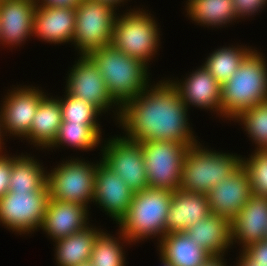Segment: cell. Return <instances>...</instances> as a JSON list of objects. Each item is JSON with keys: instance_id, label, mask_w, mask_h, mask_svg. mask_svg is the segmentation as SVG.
I'll return each mask as SVG.
<instances>
[{"instance_id": "484cf974", "label": "cell", "mask_w": 267, "mask_h": 266, "mask_svg": "<svg viewBox=\"0 0 267 266\" xmlns=\"http://www.w3.org/2000/svg\"><path fill=\"white\" fill-rule=\"evenodd\" d=\"M43 169L39 161L31 156H13L9 191H41L47 185V172Z\"/></svg>"}, {"instance_id": "e575fe53", "label": "cell", "mask_w": 267, "mask_h": 266, "mask_svg": "<svg viewBox=\"0 0 267 266\" xmlns=\"http://www.w3.org/2000/svg\"><path fill=\"white\" fill-rule=\"evenodd\" d=\"M13 156L0 155V199L9 191Z\"/></svg>"}, {"instance_id": "9c48e42d", "label": "cell", "mask_w": 267, "mask_h": 266, "mask_svg": "<svg viewBox=\"0 0 267 266\" xmlns=\"http://www.w3.org/2000/svg\"><path fill=\"white\" fill-rule=\"evenodd\" d=\"M73 159V160H72ZM97 164L71 158L47 172V186L51 199L78 203L88 208L94 199Z\"/></svg>"}, {"instance_id": "277c9868", "label": "cell", "mask_w": 267, "mask_h": 266, "mask_svg": "<svg viewBox=\"0 0 267 266\" xmlns=\"http://www.w3.org/2000/svg\"><path fill=\"white\" fill-rule=\"evenodd\" d=\"M171 191L145 188L135 192L125 217L118 223L120 240L138 242L153 237L161 239L166 234V216L171 204Z\"/></svg>"}, {"instance_id": "d6a6232c", "label": "cell", "mask_w": 267, "mask_h": 266, "mask_svg": "<svg viewBox=\"0 0 267 266\" xmlns=\"http://www.w3.org/2000/svg\"><path fill=\"white\" fill-rule=\"evenodd\" d=\"M59 102L62 110V121L80 124H99L96 118L102 112L91 103L65 93Z\"/></svg>"}, {"instance_id": "8992f818", "label": "cell", "mask_w": 267, "mask_h": 266, "mask_svg": "<svg viewBox=\"0 0 267 266\" xmlns=\"http://www.w3.org/2000/svg\"><path fill=\"white\" fill-rule=\"evenodd\" d=\"M140 10L133 9L117 15L111 45L147 65L159 48L160 32L150 13Z\"/></svg>"}, {"instance_id": "ab89813d", "label": "cell", "mask_w": 267, "mask_h": 266, "mask_svg": "<svg viewBox=\"0 0 267 266\" xmlns=\"http://www.w3.org/2000/svg\"><path fill=\"white\" fill-rule=\"evenodd\" d=\"M3 136H4L3 125H2L1 115H0V155L3 154L2 153V151H3L2 149H4V148H2L3 147L2 145L5 144L4 142L2 143V141L5 140V139H2V138H4Z\"/></svg>"}, {"instance_id": "b9f144b4", "label": "cell", "mask_w": 267, "mask_h": 266, "mask_svg": "<svg viewBox=\"0 0 267 266\" xmlns=\"http://www.w3.org/2000/svg\"><path fill=\"white\" fill-rule=\"evenodd\" d=\"M77 266H93L92 263L90 261H87V262H84V263H81Z\"/></svg>"}, {"instance_id": "74e56055", "label": "cell", "mask_w": 267, "mask_h": 266, "mask_svg": "<svg viewBox=\"0 0 267 266\" xmlns=\"http://www.w3.org/2000/svg\"><path fill=\"white\" fill-rule=\"evenodd\" d=\"M224 255H212L201 266H226Z\"/></svg>"}, {"instance_id": "ffe728a7", "label": "cell", "mask_w": 267, "mask_h": 266, "mask_svg": "<svg viewBox=\"0 0 267 266\" xmlns=\"http://www.w3.org/2000/svg\"><path fill=\"white\" fill-rule=\"evenodd\" d=\"M231 238L232 243H242V250L267 239V198L250 196L244 208L231 220Z\"/></svg>"}, {"instance_id": "e0dca14e", "label": "cell", "mask_w": 267, "mask_h": 266, "mask_svg": "<svg viewBox=\"0 0 267 266\" xmlns=\"http://www.w3.org/2000/svg\"><path fill=\"white\" fill-rule=\"evenodd\" d=\"M75 7H55L38 4L33 18V35L44 42H72L75 33Z\"/></svg>"}, {"instance_id": "52a82bcc", "label": "cell", "mask_w": 267, "mask_h": 266, "mask_svg": "<svg viewBox=\"0 0 267 266\" xmlns=\"http://www.w3.org/2000/svg\"><path fill=\"white\" fill-rule=\"evenodd\" d=\"M117 7L99 0H81L75 7L73 43L80 55L111 45Z\"/></svg>"}, {"instance_id": "4316f807", "label": "cell", "mask_w": 267, "mask_h": 266, "mask_svg": "<svg viewBox=\"0 0 267 266\" xmlns=\"http://www.w3.org/2000/svg\"><path fill=\"white\" fill-rule=\"evenodd\" d=\"M186 7L187 15L201 26L223 27L238 19L232 0H188Z\"/></svg>"}, {"instance_id": "d590c367", "label": "cell", "mask_w": 267, "mask_h": 266, "mask_svg": "<svg viewBox=\"0 0 267 266\" xmlns=\"http://www.w3.org/2000/svg\"><path fill=\"white\" fill-rule=\"evenodd\" d=\"M243 251L258 265L267 266V239L252 244Z\"/></svg>"}, {"instance_id": "1f68e13d", "label": "cell", "mask_w": 267, "mask_h": 266, "mask_svg": "<svg viewBox=\"0 0 267 266\" xmlns=\"http://www.w3.org/2000/svg\"><path fill=\"white\" fill-rule=\"evenodd\" d=\"M254 151L241 165L249 176L251 195L267 198V149Z\"/></svg>"}, {"instance_id": "7bdbcfd3", "label": "cell", "mask_w": 267, "mask_h": 266, "mask_svg": "<svg viewBox=\"0 0 267 266\" xmlns=\"http://www.w3.org/2000/svg\"><path fill=\"white\" fill-rule=\"evenodd\" d=\"M160 261H162V262H161L162 266H173V265H171L170 263L164 261L163 259H160Z\"/></svg>"}, {"instance_id": "2e32d148", "label": "cell", "mask_w": 267, "mask_h": 266, "mask_svg": "<svg viewBox=\"0 0 267 266\" xmlns=\"http://www.w3.org/2000/svg\"><path fill=\"white\" fill-rule=\"evenodd\" d=\"M37 5L35 0H0V41L3 45L19 46L33 36Z\"/></svg>"}, {"instance_id": "4dcf8cb0", "label": "cell", "mask_w": 267, "mask_h": 266, "mask_svg": "<svg viewBox=\"0 0 267 266\" xmlns=\"http://www.w3.org/2000/svg\"><path fill=\"white\" fill-rule=\"evenodd\" d=\"M103 230L97 235L91 253L93 266H125V253L119 238L111 236ZM122 245V246H121Z\"/></svg>"}, {"instance_id": "30bf717a", "label": "cell", "mask_w": 267, "mask_h": 266, "mask_svg": "<svg viewBox=\"0 0 267 266\" xmlns=\"http://www.w3.org/2000/svg\"><path fill=\"white\" fill-rule=\"evenodd\" d=\"M49 198L47 185L41 191H8L0 199V223L20 235L41 228Z\"/></svg>"}, {"instance_id": "d4e9b609", "label": "cell", "mask_w": 267, "mask_h": 266, "mask_svg": "<svg viewBox=\"0 0 267 266\" xmlns=\"http://www.w3.org/2000/svg\"><path fill=\"white\" fill-rule=\"evenodd\" d=\"M89 225L82 231L54 241L58 266H77L90 261L94 241L102 230Z\"/></svg>"}, {"instance_id": "ba28073f", "label": "cell", "mask_w": 267, "mask_h": 266, "mask_svg": "<svg viewBox=\"0 0 267 266\" xmlns=\"http://www.w3.org/2000/svg\"><path fill=\"white\" fill-rule=\"evenodd\" d=\"M148 187L174 192L180 188L187 143L173 141L141 142Z\"/></svg>"}, {"instance_id": "8fae6325", "label": "cell", "mask_w": 267, "mask_h": 266, "mask_svg": "<svg viewBox=\"0 0 267 266\" xmlns=\"http://www.w3.org/2000/svg\"><path fill=\"white\" fill-rule=\"evenodd\" d=\"M101 162L138 192L148 188L142 145L124 137H112L104 144Z\"/></svg>"}, {"instance_id": "836d02e7", "label": "cell", "mask_w": 267, "mask_h": 266, "mask_svg": "<svg viewBox=\"0 0 267 266\" xmlns=\"http://www.w3.org/2000/svg\"><path fill=\"white\" fill-rule=\"evenodd\" d=\"M237 18L252 16L267 4V0H232Z\"/></svg>"}, {"instance_id": "3957f363", "label": "cell", "mask_w": 267, "mask_h": 266, "mask_svg": "<svg viewBox=\"0 0 267 266\" xmlns=\"http://www.w3.org/2000/svg\"><path fill=\"white\" fill-rule=\"evenodd\" d=\"M264 101H267V63L260 52L252 49L233 76L221 85V115L231 120Z\"/></svg>"}, {"instance_id": "5bb4252c", "label": "cell", "mask_w": 267, "mask_h": 266, "mask_svg": "<svg viewBox=\"0 0 267 266\" xmlns=\"http://www.w3.org/2000/svg\"><path fill=\"white\" fill-rule=\"evenodd\" d=\"M133 195L124 180L100 160L95 171L93 203L101 206L118 224L127 214Z\"/></svg>"}, {"instance_id": "7a4b0ae2", "label": "cell", "mask_w": 267, "mask_h": 266, "mask_svg": "<svg viewBox=\"0 0 267 266\" xmlns=\"http://www.w3.org/2000/svg\"><path fill=\"white\" fill-rule=\"evenodd\" d=\"M97 66L109 94L118 104L117 121L121 107L142 93L149 85L148 65L129 57L112 45L92 51L87 55ZM118 111V112H117Z\"/></svg>"}, {"instance_id": "60d3db41", "label": "cell", "mask_w": 267, "mask_h": 266, "mask_svg": "<svg viewBox=\"0 0 267 266\" xmlns=\"http://www.w3.org/2000/svg\"><path fill=\"white\" fill-rule=\"evenodd\" d=\"M99 1L109 2L116 7H118V5L121 4L122 2H123V4H124V1L126 2V0H99Z\"/></svg>"}, {"instance_id": "603a6c76", "label": "cell", "mask_w": 267, "mask_h": 266, "mask_svg": "<svg viewBox=\"0 0 267 266\" xmlns=\"http://www.w3.org/2000/svg\"><path fill=\"white\" fill-rule=\"evenodd\" d=\"M158 241L160 258L173 266H201L211 256L185 232L166 233Z\"/></svg>"}, {"instance_id": "7c38bea8", "label": "cell", "mask_w": 267, "mask_h": 266, "mask_svg": "<svg viewBox=\"0 0 267 266\" xmlns=\"http://www.w3.org/2000/svg\"><path fill=\"white\" fill-rule=\"evenodd\" d=\"M68 73L66 91L70 95L91 103L102 113L117 103L109 94L107 85L97 66L87 55H80Z\"/></svg>"}, {"instance_id": "7402d4cb", "label": "cell", "mask_w": 267, "mask_h": 266, "mask_svg": "<svg viewBox=\"0 0 267 266\" xmlns=\"http://www.w3.org/2000/svg\"><path fill=\"white\" fill-rule=\"evenodd\" d=\"M199 247L212 255H224L232 245L231 221L210 213L184 231Z\"/></svg>"}, {"instance_id": "4fadbf2b", "label": "cell", "mask_w": 267, "mask_h": 266, "mask_svg": "<svg viewBox=\"0 0 267 266\" xmlns=\"http://www.w3.org/2000/svg\"><path fill=\"white\" fill-rule=\"evenodd\" d=\"M21 87L7 92L8 95L3 99L0 108V115L5 135L8 132L10 136L26 139L38 105L46 94L33 86Z\"/></svg>"}, {"instance_id": "d6986e66", "label": "cell", "mask_w": 267, "mask_h": 266, "mask_svg": "<svg viewBox=\"0 0 267 266\" xmlns=\"http://www.w3.org/2000/svg\"><path fill=\"white\" fill-rule=\"evenodd\" d=\"M87 209L78 203L49 198L41 229L53 241L82 231L89 224Z\"/></svg>"}, {"instance_id": "f546056e", "label": "cell", "mask_w": 267, "mask_h": 266, "mask_svg": "<svg viewBox=\"0 0 267 266\" xmlns=\"http://www.w3.org/2000/svg\"><path fill=\"white\" fill-rule=\"evenodd\" d=\"M234 120L241 122L256 150L267 149V101L258 103L238 114Z\"/></svg>"}, {"instance_id": "8d00e7d4", "label": "cell", "mask_w": 267, "mask_h": 266, "mask_svg": "<svg viewBox=\"0 0 267 266\" xmlns=\"http://www.w3.org/2000/svg\"><path fill=\"white\" fill-rule=\"evenodd\" d=\"M35 1L40 5H48L55 7H76L81 0H35Z\"/></svg>"}, {"instance_id": "9a60e30c", "label": "cell", "mask_w": 267, "mask_h": 266, "mask_svg": "<svg viewBox=\"0 0 267 266\" xmlns=\"http://www.w3.org/2000/svg\"><path fill=\"white\" fill-rule=\"evenodd\" d=\"M206 195L210 212L231 221L251 196L249 176L241 165L229 177L212 187Z\"/></svg>"}, {"instance_id": "44dd1931", "label": "cell", "mask_w": 267, "mask_h": 266, "mask_svg": "<svg viewBox=\"0 0 267 266\" xmlns=\"http://www.w3.org/2000/svg\"><path fill=\"white\" fill-rule=\"evenodd\" d=\"M206 194L174 191L166 216V233L184 232L210 214Z\"/></svg>"}, {"instance_id": "cb8c5ba5", "label": "cell", "mask_w": 267, "mask_h": 266, "mask_svg": "<svg viewBox=\"0 0 267 266\" xmlns=\"http://www.w3.org/2000/svg\"><path fill=\"white\" fill-rule=\"evenodd\" d=\"M61 123L62 110L59 98H49L45 95L38 105L26 138L35 147L49 149L58 135Z\"/></svg>"}, {"instance_id": "5b68a950", "label": "cell", "mask_w": 267, "mask_h": 266, "mask_svg": "<svg viewBox=\"0 0 267 266\" xmlns=\"http://www.w3.org/2000/svg\"><path fill=\"white\" fill-rule=\"evenodd\" d=\"M201 146L190 145L185 154L179 188L184 192L207 194L241 166V157Z\"/></svg>"}, {"instance_id": "f1b7e54d", "label": "cell", "mask_w": 267, "mask_h": 266, "mask_svg": "<svg viewBox=\"0 0 267 266\" xmlns=\"http://www.w3.org/2000/svg\"><path fill=\"white\" fill-rule=\"evenodd\" d=\"M239 47V48H238ZM218 48L213 51L203 66L222 85L228 81L239 68L242 60L252 50L249 47L238 46Z\"/></svg>"}, {"instance_id": "6da1fadb", "label": "cell", "mask_w": 267, "mask_h": 266, "mask_svg": "<svg viewBox=\"0 0 267 266\" xmlns=\"http://www.w3.org/2000/svg\"><path fill=\"white\" fill-rule=\"evenodd\" d=\"M152 86L148 85L142 93L121 107L117 122L126 132L123 137L138 143H198L188 122V107L177 89L165 79Z\"/></svg>"}, {"instance_id": "83f0119b", "label": "cell", "mask_w": 267, "mask_h": 266, "mask_svg": "<svg viewBox=\"0 0 267 266\" xmlns=\"http://www.w3.org/2000/svg\"><path fill=\"white\" fill-rule=\"evenodd\" d=\"M100 124H80L68 123L62 121L60 124L58 135L50 146L51 148L60 147V145L67 144L79 150H92L100 144L101 128Z\"/></svg>"}, {"instance_id": "f35d334b", "label": "cell", "mask_w": 267, "mask_h": 266, "mask_svg": "<svg viewBox=\"0 0 267 266\" xmlns=\"http://www.w3.org/2000/svg\"><path fill=\"white\" fill-rule=\"evenodd\" d=\"M236 266H262L254 262L243 250L241 251L239 260Z\"/></svg>"}, {"instance_id": "ac0fdd59", "label": "cell", "mask_w": 267, "mask_h": 266, "mask_svg": "<svg viewBox=\"0 0 267 266\" xmlns=\"http://www.w3.org/2000/svg\"><path fill=\"white\" fill-rule=\"evenodd\" d=\"M171 84L177 89L181 100L189 108L190 105L200 109H209L219 112L221 115V84L201 65L192 72L185 80L172 81Z\"/></svg>"}]
</instances>
